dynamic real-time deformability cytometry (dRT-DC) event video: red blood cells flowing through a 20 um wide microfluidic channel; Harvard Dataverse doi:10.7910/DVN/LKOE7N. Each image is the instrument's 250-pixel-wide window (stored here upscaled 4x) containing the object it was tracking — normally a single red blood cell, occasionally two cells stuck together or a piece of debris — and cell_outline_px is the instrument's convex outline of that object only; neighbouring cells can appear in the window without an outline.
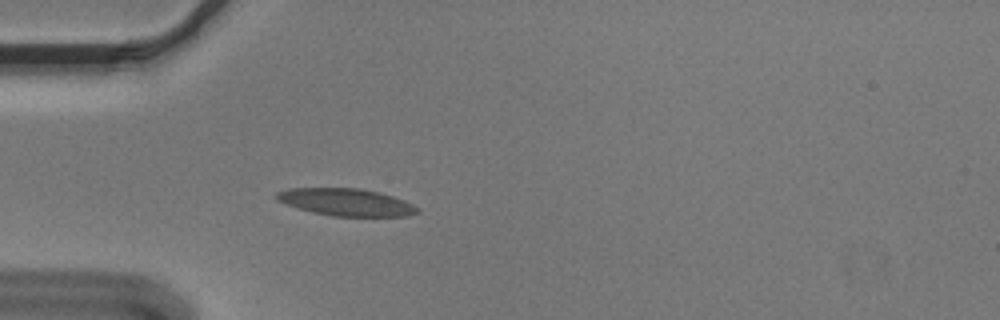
{"species": "Egyptian fruit bat (a non-hibernating species)", "species_latin": "Rousettus aegyptiacus", "temperature_condition": "cold", "stored_images_in_passage": 40, "camera_frame_rate_fps": 3000, "um_per_image_px": 0.085, "animal": {"sex": "male"}, "frame": {"image": 1, "passage_image": 1, "time_ms": 0.0, "image_size_px": [1000, 320], "cell_outline_px": [[420, 212], [408, 216], [332, 216], [312, 212], [296, 208], [276, 200], [276, 192], [288, 188], [360, 188], [380, 192], [404, 200], [420, 208]], "centroid_in_image_um": [29.42, 17.18], "position_along_channel_um": 55.6, "area_um2": 22.54}}
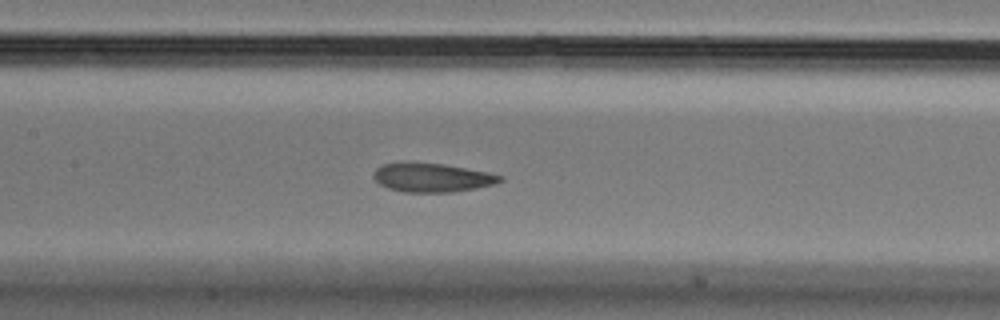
{"frame": {"image": 2, "passage_image": 11, "time_ms": 3.333, "image_size_px": [1000, 320], "cell_outline_px": [[504, 180], [492, 184], [476, 188], [452, 192], [404, 192], [388, 188], [380, 184], [372, 176], [372, 172], [376, 168], [384, 164], [444, 164], [488, 172], [504, 176]], "centroid_in_image_um": [36.75, 15.11], "position_along_channel_um": 170.6, "area_um2": 20.81}}
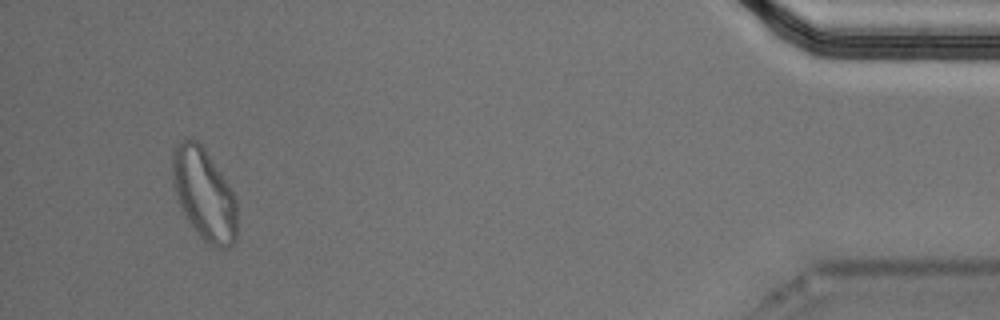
{"frame": {"image": 3, "passage_image": 37, "time_ms": 12.0, "image_size_px": [1000, 320], "cell_outline_px": [[236, 240], [228, 248], [212, 248], [196, 232], [184, 216], [176, 196], [172, 184], [172, 148], [180, 140], [188, 136], [196, 140], [204, 148], [228, 184], [236, 200]], "centroid_in_image_um": [17.31, 16.5], "position_along_channel_um": 417.9, "area_um2": 34.85}, "authors_computed_cell_mechanics": {"area_um2": 22.0507, "velocity_mm_per_s": 3.6373, "shape_relaxation_time_tau1_ms": null, "shape_relaxation_time_tau2_ms": 2.2682, "deformation_change_tau1": null, "deformation_change_tau2": 0.0949}}